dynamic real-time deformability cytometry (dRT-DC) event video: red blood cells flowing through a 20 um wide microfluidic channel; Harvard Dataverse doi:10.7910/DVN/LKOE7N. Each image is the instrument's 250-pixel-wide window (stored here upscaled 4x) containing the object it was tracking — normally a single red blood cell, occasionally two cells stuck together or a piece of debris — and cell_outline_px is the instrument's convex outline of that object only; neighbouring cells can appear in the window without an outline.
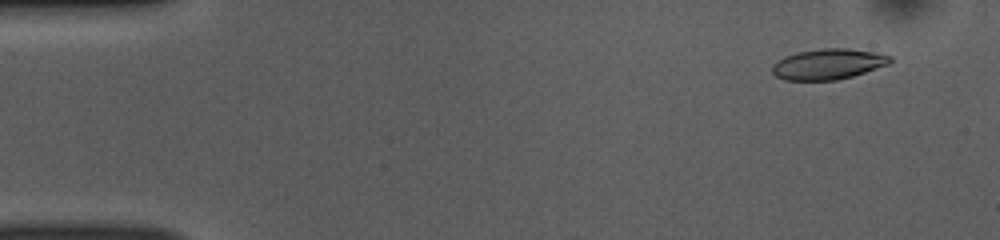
{"species": "common noctule bat (a hibernating species)", "species_latin": "Nyctalus noctula", "temperature_condition": "room temperature", "stored_images_in_passage": 52, "camera_frame_rate_fps": 3000, "um_per_image_px": 0.085, "animal": {"sex": "female", "body_mass_g": 10.0, "forearm_length_mm": 53.1}, "frame": {"image": 1, "passage_image": 4, "time_ms": 1.0, "image_size_px": [1000, 240], "cell_outline_px": [[892, 60], [888, 64], [852, 76], [836, 80], [784, 80], [776, 76], [772, 72], [772, 64], [784, 56], [796, 52], [820, 48], [844, 48], [876, 52], [892, 56]], "centroid_in_image_um": [70.36, 5.44], "position_along_channel_um": 14.6, "area_um2": 21.04}}
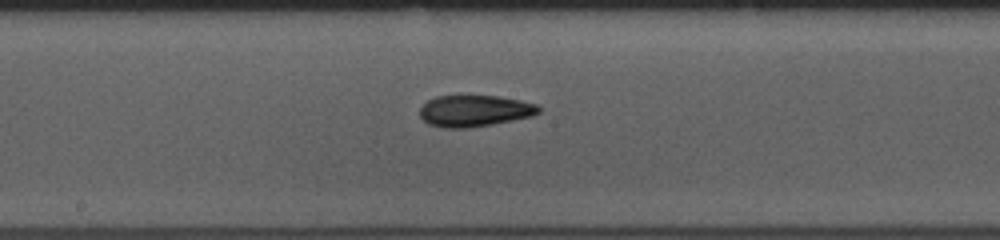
{"frame": {"image": 2, "passage_image": 27, "time_ms": 8.667, "image_size_px": [1000, 240], "cell_outline_px": [[540, 112], [532, 116], [492, 124], [468, 128], [444, 128], [428, 124], [420, 116], [420, 108], [428, 100], [436, 96], [496, 96], [520, 100], [536, 104], [540, 108]], "centroid_in_image_um": [40.32, 9.43], "position_along_channel_um": 207.9, "area_um2": 21.68}}
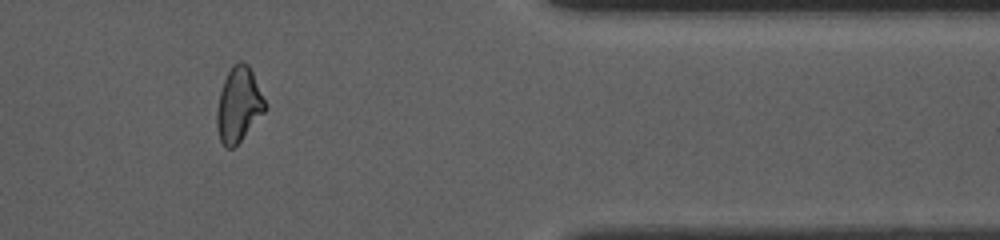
{"frame": {"image": 3, "passage_image": 43, "time_ms": 14.0, "image_size_px": [1000, 240], "cell_outline_px": [[268, 108], [240, 140], [232, 148], [228, 148], [220, 140], [216, 124], [216, 112], [220, 92], [224, 80], [232, 64], [240, 60], [244, 60], [248, 64], [268, 104]], "centroid_in_image_um": [20.3, 8.85], "position_along_channel_um": 391.1, "area_um2": 20.98}, "authors_computed_cell_mechanics": {"area_um2": 21.1837, "velocity_mm_per_s": 3.8683, "shape_relaxation_time_tau1_ms": 9.31, "shape_relaxation_time_tau2_ms": 2.4808, "deformation_change_tau1": 0.2457, "deformation_change_tau2": 0.0993}}